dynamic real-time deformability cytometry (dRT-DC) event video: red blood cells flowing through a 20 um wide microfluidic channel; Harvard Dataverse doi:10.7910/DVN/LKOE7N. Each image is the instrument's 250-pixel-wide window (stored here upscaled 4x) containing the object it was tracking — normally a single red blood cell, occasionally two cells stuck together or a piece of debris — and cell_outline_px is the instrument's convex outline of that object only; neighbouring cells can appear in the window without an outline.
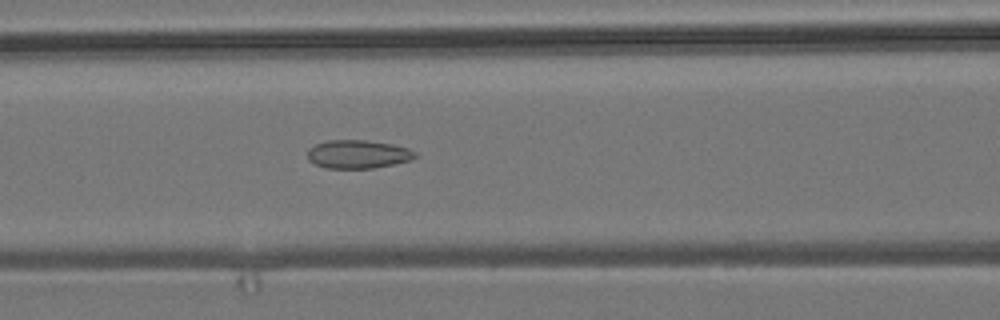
{"species": "common noctule bat (a hibernating species)", "species_latin": "Nyctalus noctula", "temperature_condition": "room temperature", "stored_images_in_passage": 54, "camera_frame_rate_fps": 3000, "um_per_image_px": 0.085, "animal": {"sex": "male", "body_mass_g": 19.2, "forearm_length_mm": 51.8}, "frame": {"image": 1, "passage_image": 23, "time_ms": 7.333, "image_size_px": [1000, 320], "cell_outline_px": [[416, 156], [412, 160], [372, 168], [324, 168], [308, 160], [308, 148], [316, 144], [328, 140], [364, 140], [392, 144], [408, 148], [416, 152]], "centroid_in_image_um": [30.41, 13.1], "position_along_channel_um": 136.2, "area_um2": 17.74}}
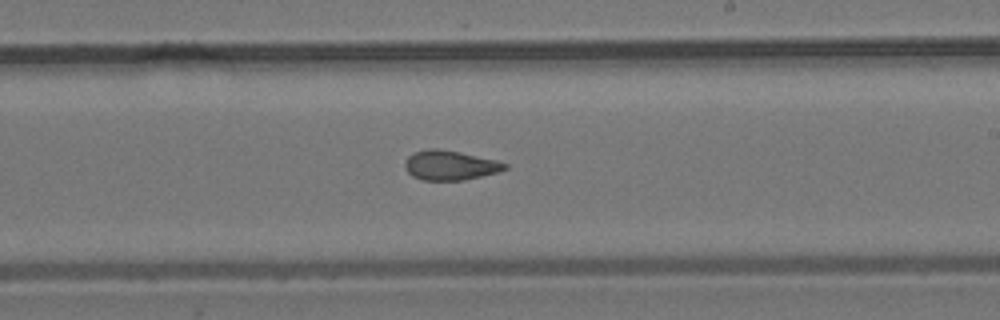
{"frame": {"image": 2, "passage_image": 32, "time_ms": 10.333, "image_size_px": [1000, 320], "cell_outline_px": [[508, 168], [496, 172], [464, 180], [424, 180], [412, 176], [404, 168], [404, 164], [408, 156], [412, 152], [428, 148], [436, 148], [460, 152], [496, 160], [508, 164]], "centroid_in_image_um": [38.22, 14.04], "position_along_channel_um": 250.8, "area_um2": 17.22}}
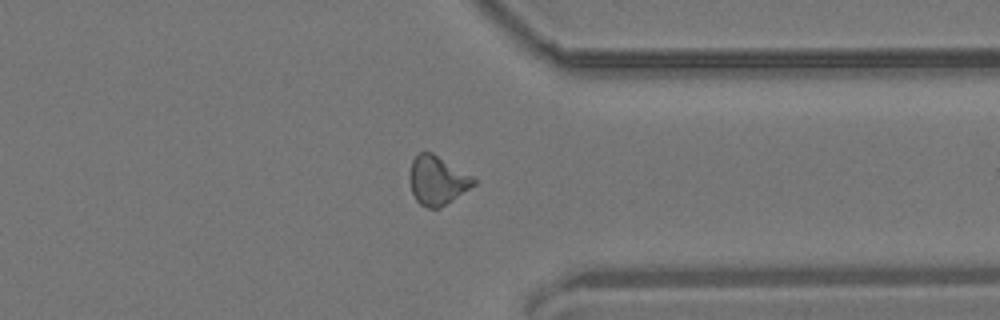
{"frame": {"image": 3, "passage_image": 42, "time_ms": 13.667, "image_size_px": [1000, 320], "cell_outline_px": [[476, 184], [440, 208], [428, 208], [420, 204], [416, 200], [412, 192], [408, 176], [412, 160], [420, 152], [432, 152], [472, 176], [476, 180]], "centroid_in_image_um": [37.15, 15.33], "position_along_channel_um": 374.3, "area_um2": 18.15}, "authors_computed_cell_mechanics": {"area_um2": 17.7735, "velocity_mm_per_s": 3.8221, "shape_relaxation_time_tau1_ms": null, "shape_relaxation_time_tau2_ms": 1.6979, "deformation_change_tau1": null, "deformation_change_tau2": 0.0751}}